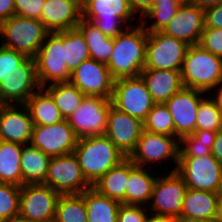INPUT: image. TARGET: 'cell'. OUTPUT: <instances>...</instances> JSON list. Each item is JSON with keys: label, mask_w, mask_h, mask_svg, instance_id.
Here are the masks:
<instances>
[{"label": "cell", "mask_w": 222, "mask_h": 222, "mask_svg": "<svg viewBox=\"0 0 222 222\" xmlns=\"http://www.w3.org/2000/svg\"><path fill=\"white\" fill-rule=\"evenodd\" d=\"M212 95H209V97L205 95V98L200 102L196 116V131L209 130L218 132L222 128V113L218 109L216 102L211 98Z\"/></svg>", "instance_id": "38"}, {"label": "cell", "mask_w": 222, "mask_h": 222, "mask_svg": "<svg viewBox=\"0 0 222 222\" xmlns=\"http://www.w3.org/2000/svg\"><path fill=\"white\" fill-rule=\"evenodd\" d=\"M143 130L142 121L111 104L105 135L127 158L134 152Z\"/></svg>", "instance_id": "19"}, {"label": "cell", "mask_w": 222, "mask_h": 222, "mask_svg": "<svg viewBox=\"0 0 222 222\" xmlns=\"http://www.w3.org/2000/svg\"><path fill=\"white\" fill-rule=\"evenodd\" d=\"M44 89L51 95L64 119H68L80 106L85 95L70 81L51 84Z\"/></svg>", "instance_id": "32"}, {"label": "cell", "mask_w": 222, "mask_h": 222, "mask_svg": "<svg viewBox=\"0 0 222 222\" xmlns=\"http://www.w3.org/2000/svg\"><path fill=\"white\" fill-rule=\"evenodd\" d=\"M60 194L44 184L21 186L19 217L31 222H54Z\"/></svg>", "instance_id": "13"}, {"label": "cell", "mask_w": 222, "mask_h": 222, "mask_svg": "<svg viewBox=\"0 0 222 222\" xmlns=\"http://www.w3.org/2000/svg\"><path fill=\"white\" fill-rule=\"evenodd\" d=\"M114 38L113 51L106 64L112 77L140 76L145 67L148 32L138 21Z\"/></svg>", "instance_id": "1"}, {"label": "cell", "mask_w": 222, "mask_h": 222, "mask_svg": "<svg viewBox=\"0 0 222 222\" xmlns=\"http://www.w3.org/2000/svg\"><path fill=\"white\" fill-rule=\"evenodd\" d=\"M51 157L32 144L22 145L20 165L23 185L44 184Z\"/></svg>", "instance_id": "25"}, {"label": "cell", "mask_w": 222, "mask_h": 222, "mask_svg": "<svg viewBox=\"0 0 222 222\" xmlns=\"http://www.w3.org/2000/svg\"><path fill=\"white\" fill-rule=\"evenodd\" d=\"M137 17H142L154 4L155 0H128Z\"/></svg>", "instance_id": "45"}, {"label": "cell", "mask_w": 222, "mask_h": 222, "mask_svg": "<svg viewBox=\"0 0 222 222\" xmlns=\"http://www.w3.org/2000/svg\"><path fill=\"white\" fill-rule=\"evenodd\" d=\"M148 222H178V217L150 214Z\"/></svg>", "instance_id": "48"}, {"label": "cell", "mask_w": 222, "mask_h": 222, "mask_svg": "<svg viewBox=\"0 0 222 222\" xmlns=\"http://www.w3.org/2000/svg\"><path fill=\"white\" fill-rule=\"evenodd\" d=\"M178 222H218V221L215 218L200 219V218H191L180 215L178 217Z\"/></svg>", "instance_id": "51"}, {"label": "cell", "mask_w": 222, "mask_h": 222, "mask_svg": "<svg viewBox=\"0 0 222 222\" xmlns=\"http://www.w3.org/2000/svg\"><path fill=\"white\" fill-rule=\"evenodd\" d=\"M63 47L65 48V60L71 72L90 58L88 45L77 27L63 31Z\"/></svg>", "instance_id": "34"}, {"label": "cell", "mask_w": 222, "mask_h": 222, "mask_svg": "<svg viewBox=\"0 0 222 222\" xmlns=\"http://www.w3.org/2000/svg\"><path fill=\"white\" fill-rule=\"evenodd\" d=\"M22 145L12 142H0V183L23 185L20 159Z\"/></svg>", "instance_id": "30"}, {"label": "cell", "mask_w": 222, "mask_h": 222, "mask_svg": "<svg viewBox=\"0 0 222 222\" xmlns=\"http://www.w3.org/2000/svg\"><path fill=\"white\" fill-rule=\"evenodd\" d=\"M48 33L41 20L13 15L0 23V45L34 59Z\"/></svg>", "instance_id": "5"}, {"label": "cell", "mask_w": 222, "mask_h": 222, "mask_svg": "<svg viewBox=\"0 0 222 222\" xmlns=\"http://www.w3.org/2000/svg\"><path fill=\"white\" fill-rule=\"evenodd\" d=\"M15 15L14 0H0V23Z\"/></svg>", "instance_id": "46"}, {"label": "cell", "mask_w": 222, "mask_h": 222, "mask_svg": "<svg viewBox=\"0 0 222 222\" xmlns=\"http://www.w3.org/2000/svg\"><path fill=\"white\" fill-rule=\"evenodd\" d=\"M44 185L60 195L82 194L92 187L83 176L74 153L51 157Z\"/></svg>", "instance_id": "14"}, {"label": "cell", "mask_w": 222, "mask_h": 222, "mask_svg": "<svg viewBox=\"0 0 222 222\" xmlns=\"http://www.w3.org/2000/svg\"><path fill=\"white\" fill-rule=\"evenodd\" d=\"M216 195L218 197H222V174L220 176V180H219V186H218V189L216 191Z\"/></svg>", "instance_id": "53"}, {"label": "cell", "mask_w": 222, "mask_h": 222, "mask_svg": "<svg viewBox=\"0 0 222 222\" xmlns=\"http://www.w3.org/2000/svg\"><path fill=\"white\" fill-rule=\"evenodd\" d=\"M5 222H31V221H26V220H23L20 217H18L16 219L8 220V221H5Z\"/></svg>", "instance_id": "54"}, {"label": "cell", "mask_w": 222, "mask_h": 222, "mask_svg": "<svg viewBox=\"0 0 222 222\" xmlns=\"http://www.w3.org/2000/svg\"><path fill=\"white\" fill-rule=\"evenodd\" d=\"M136 16L128 0H82V18L107 37L115 38L133 26L132 21L140 19Z\"/></svg>", "instance_id": "4"}, {"label": "cell", "mask_w": 222, "mask_h": 222, "mask_svg": "<svg viewBox=\"0 0 222 222\" xmlns=\"http://www.w3.org/2000/svg\"><path fill=\"white\" fill-rule=\"evenodd\" d=\"M181 1H183V2H189V1H191V0H181Z\"/></svg>", "instance_id": "55"}, {"label": "cell", "mask_w": 222, "mask_h": 222, "mask_svg": "<svg viewBox=\"0 0 222 222\" xmlns=\"http://www.w3.org/2000/svg\"><path fill=\"white\" fill-rule=\"evenodd\" d=\"M211 154L222 164V128L216 134Z\"/></svg>", "instance_id": "47"}, {"label": "cell", "mask_w": 222, "mask_h": 222, "mask_svg": "<svg viewBox=\"0 0 222 222\" xmlns=\"http://www.w3.org/2000/svg\"><path fill=\"white\" fill-rule=\"evenodd\" d=\"M73 153L91 186L127 158L106 135L78 139Z\"/></svg>", "instance_id": "2"}, {"label": "cell", "mask_w": 222, "mask_h": 222, "mask_svg": "<svg viewBox=\"0 0 222 222\" xmlns=\"http://www.w3.org/2000/svg\"><path fill=\"white\" fill-rule=\"evenodd\" d=\"M182 3L181 0H155L153 6L139 19L141 25L148 33L162 31ZM150 20L151 25H148Z\"/></svg>", "instance_id": "33"}, {"label": "cell", "mask_w": 222, "mask_h": 222, "mask_svg": "<svg viewBox=\"0 0 222 222\" xmlns=\"http://www.w3.org/2000/svg\"><path fill=\"white\" fill-rule=\"evenodd\" d=\"M206 94L200 90L183 87L165 102L174 121V137L180 139L196 131L197 110L203 95Z\"/></svg>", "instance_id": "18"}, {"label": "cell", "mask_w": 222, "mask_h": 222, "mask_svg": "<svg viewBox=\"0 0 222 222\" xmlns=\"http://www.w3.org/2000/svg\"><path fill=\"white\" fill-rule=\"evenodd\" d=\"M81 195L87 207V222H117L122 203L99 194L92 187Z\"/></svg>", "instance_id": "28"}, {"label": "cell", "mask_w": 222, "mask_h": 222, "mask_svg": "<svg viewBox=\"0 0 222 222\" xmlns=\"http://www.w3.org/2000/svg\"><path fill=\"white\" fill-rule=\"evenodd\" d=\"M77 28L88 45L90 58L107 64L114 46V38L107 37L91 21L81 18Z\"/></svg>", "instance_id": "31"}, {"label": "cell", "mask_w": 222, "mask_h": 222, "mask_svg": "<svg viewBox=\"0 0 222 222\" xmlns=\"http://www.w3.org/2000/svg\"><path fill=\"white\" fill-rule=\"evenodd\" d=\"M150 214L147 206L121 204L117 222H148Z\"/></svg>", "instance_id": "42"}, {"label": "cell", "mask_w": 222, "mask_h": 222, "mask_svg": "<svg viewBox=\"0 0 222 222\" xmlns=\"http://www.w3.org/2000/svg\"><path fill=\"white\" fill-rule=\"evenodd\" d=\"M176 172L189 189L216 193L222 164L212 155L179 157Z\"/></svg>", "instance_id": "12"}, {"label": "cell", "mask_w": 222, "mask_h": 222, "mask_svg": "<svg viewBox=\"0 0 222 222\" xmlns=\"http://www.w3.org/2000/svg\"><path fill=\"white\" fill-rule=\"evenodd\" d=\"M195 5L203 10L222 3V0H191Z\"/></svg>", "instance_id": "49"}, {"label": "cell", "mask_w": 222, "mask_h": 222, "mask_svg": "<svg viewBox=\"0 0 222 222\" xmlns=\"http://www.w3.org/2000/svg\"><path fill=\"white\" fill-rule=\"evenodd\" d=\"M185 88L205 93L215 89L222 82V57L213 55L200 45H190L181 69Z\"/></svg>", "instance_id": "3"}, {"label": "cell", "mask_w": 222, "mask_h": 222, "mask_svg": "<svg viewBox=\"0 0 222 222\" xmlns=\"http://www.w3.org/2000/svg\"><path fill=\"white\" fill-rule=\"evenodd\" d=\"M14 2L15 15L40 20L45 0H14Z\"/></svg>", "instance_id": "43"}, {"label": "cell", "mask_w": 222, "mask_h": 222, "mask_svg": "<svg viewBox=\"0 0 222 222\" xmlns=\"http://www.w3.org/2000/svg\"><path fill=\"white\" fill-rule=\"evenodd\" d=\"M217 132L195 131L179 139V157H195L211 154Z\"/></svg>", "instance_id": "35"}, {"label": "cell", "mask_w": 222, "mask_h": 222, "mask_svg": "<svg viewBox=\"0 0 222 222\" xmlns=\"http://www.w3.org/2000/svg\"><path fill=\"white\" fill-rule=\"evenodd\" d=\"M204 28L205 10L189 1L182 3L177 13L161 32L183 40L189 45H197Z\"/></svg>", "instance_id": "20"}, {"label": "cell", "mask_w": 222, "mask_h": 222, "mask_svg": "<svg viewBox=\"0 0 222 222\" xmlns=\"http://www.w3.org/2000/svg\"><path fill=\"white\" fill-rule=\"evenodd\" d=\"M143 124L146 131L174 137V121L165 103H155Z\"/></svg>", "instance_id": "37"}, {"label": "cell", "mask_w": 222, "mask_h": 222, "mask_svg": "<svg viewBox=\"0 0 222 222\" xmlns=\"http://www.w3.org/2000/svg\"><path fill=\"white\" fill-rule=\"evenodd\" d=\"M77 142L78 137L66 119L49 126L33 125L31 144L50 157L73 153Z\"/></svg>", "instance_id": "16"}, {"label": "cell", "mask_w": 222, "mask_h": 222, "mask_svg": "<svg viewBox=\"0 0 222 222\" xmlns=\"http://www.w3.org/2000/svg\"><path fill=\"white\" fill-rule=\"evenodd\" d=\"M129 159L138 166L146 167L147 165L169 161L174 163L173 170L176 171L179 161V139L173 136H167L158 133H152L143 130L134 152ZM164 161V162H163Z\"/></svg>", "instance_id": "9"}, {"label": "cell", "mask_w": 222, "mask_h": 222, "mask_svg": "<svg viewBox=\"0 0 222 222\" xmlns=\"http://www.w3.org/2000/svg\"><path fill=\"white\" fill-rule=\"evenodd\" d=\"M198 45L213 55L222 57V28L205 27Z\"/></svg>", "instance_id": "40"}, {"label": "cell", "mask_w": 222, "mask_h": 222, "mask_svg": "<svg viewBox=\"0 0 222 222\" xmlns=\"http://www.w3.org/2000/svg\"><path fill=\"white\" fill-rule=\"evenodd\" d=\"M24 104L33 125L49 126L64 120L53 98L44 88H40Z\"/></svg>", "instance_id": "27"}, {"label": "cell", "mask_w": 222, "mask_h": 222, "mask_svg": "<svg viewBox=\"0 0 222 222\" xmlns=\"http://www.w3.org/2000/svg\"><path fill=\"white\" fill-rule=\"evenodd\" d=\"M70 82L84 95L111 98L115 79L105 63L89 58L73 70Z\"/></svg>", "instance_id": "17"}, {"label": "cell", "mask_w": 222, "mask_h": 222, "mask_svg": "<svg viewBox=\"0 0 222 222\" xmlns=\"http://www.w3.org/2000/svg\"><path fill=\"white\" fill-rule=\"evenodd\" d=\"M157 172L151 166L141 167L129 159V178L125 192V205L147 206L149 204L153 186L157 179L156 176L159 174Z\"/></svg>", "instance_id": "23"}, {"label": "cell", "mask_w": 222, "mask_h": 222, "mask_svg": "<svg viewBox=\"0 0 222 222\" xmlns=\"http://www.w3.org/2000/svg\"><path fill=\"white\" fill-rule=\"evenodd\" d=\"M215 88H217V90L215 89L216 93L214 94L215 96L212 97V99L216 102L218 109L222 113V82L219 83Z\"/></svg>", "instance_id": "50"}, {"label": "cell", "mask_w": 222, "mask_h": 222, "mask_svg": "<svg viewBox=\"0 0 222 222\" xmlns=\"http://www.w3.org/2000/svg\"><path fill=\"white\" fill-rule=\"evenodd\" d=\"M27 57L0 45V83L8 73L16 69Z\"/></svg>", "instance_id": "41"}, {"label": "cell", "mask_w": 222, "mask_h": 222, "mask_svg": "<svg viewBox=\"0 0 222 222\" xmlns=\"http://www.w3.org/2000/svg\"><path fill=\"white\" fill-rule=\"evenodd\" d=\"M40 88L35 60L27 57L0 83V104H24Z\"/></svg>", "instance_id": "15"}, {"label": "cell", "mask_w": 222, "mask_h": 222, "mask_svg": "<svg viewBox=\"0 0 222 222\" xmlns=\"http://www.w3.org/2000/svg\"><path fill=\"white\" fill-rule=\"evenodd\" d=\"M215 219L222 222V197L217 198Z\"/></svg>", "instance_id": "52"}, {"label": "cell", "mask_w": 222, "mask_h": 222, "mask_svg": "<svg viewBox=\"0 0 222 222\" xmlns=\"http://www.w3.org/2000/svg\"><path fill=\"white\" fill-rule=\"evenodd\" d=\"M54 222H87V207L81 194L60 195Z\"/></svg>", "instance_id": "36"}, {"label": "cell", "mask_w": 222, "mask_h": 222, "mask_svg": "<svg viewBox=\"0 0 222 222\" xmlns=\"http://www.w3.org/2000/svg\"><path fill=\"white\" fill-rule=\"evenodd\" d=\"M33 122L25 104L0 105V139L21 145L31 144Z\"/></svg>", "instance_id": "21"}, {"label": "cell", "mask_w": 222, "mask_h": 222, "mask_svg": "<svg viewBox=\"0 0 222 222\" xmlns=\"http://www.w3.org/2000/svg\"><path fill=\"white\" fill-rule=\"evenodd\" d=\"M111 98L85 95L80 106L67 119L78 139L105 135Z\"/></svg>", "instance_id": "10"}, {"label": "cell", "mask_w": 222, "mask_h": 222, "mask_svg": "<svg viewBox=\"0 0 222 222\" xmlns=\"http://www.w3.org/2000/svg\"><path fill=\"white\" fill-rule=\"evenodd\" d=\"M217 198L214 192L188 188L180 215L200 219L215 218Z\"/></svg>", "instance_id": "29"}, {"label": "cell", "mask_w": 222, "mask_h": 222, "mask_svg": "<svg viewBox=\"0 0 222 222\" xmlns=\"http://www.w3.org/2000/svg\"><path fill=\"white\" fill-rule=\"evenodd\" d=\"M190 45L161 31L148 33L144 69L181 71Z\"/></svg>", "instance_id": "7"}, {"label": "cell", "mask_w": 222, "mask_h": 222, "mask_svg": "<svg viewBox=\"0 0 222 222\" xmlns=\"http://www.w3.org/2000/svg\"><path fill=\"white\" fill-rule=\"evenodd\" d=\"M34 60L41 88L70 81L72 72L65 60L63 32H49Z\"/></svg>", "instance_id": "6"}, {"label": "cell", "mask_w": 222, "mask_h": 222, "mask_svg": "<svg viewBox=\"0 0 222 222\" xmlns=\"http://www.w3.org/2000/svg\"><path fill=\"white\" fill-rule=\"evenodd\" d=\"M20 192L17 185L0 183V222L19 217Z\"/></svg>", "instance_id": "39"}, {"label": "cell", "mask_w": 222, "mask_h": 222, "mask_svg": "<svg viewBox=\"0 0 222 222\" xmlns=\"http://www.w3.org/2000/svg\"><path fill=\"white\" fill-rule=\"evenodd\" d=\"M205 27L222 28V3L205 10Z\"/></svg>", "instance_id": "44"}, {"label": "cell", "mask_w": 222, "mask_h": 222, "mask_svg": "<svg viewBox=\"0 0 222 222\" xmlns=\"http://www.w3.org/2000/svg\"><path fill=\"white\" fill-rule=\"evenodd\" d=\"M188 187L176 171H169L155 180L152 196L147 205L149 212L156 215L179 217Z\"/></svg>", "instance_id": "11"}, {"label": "cell", "mask_w": 222, "mask_h": 222, "mask_svg": "<svg viewBox=\"0 0 222 222\" xmlns=\"http://www.w3.org/2000/svg\"><path fill=\"white\" fill-rule=\"evenodd\" d=\"M111 101L115 108L142 122L155 104L141 76L116 79Z\"/></svg>", "instance_id": "8"}, {"label": "cell", "mask_w": 222, "mask_h": 222, "mask_svg": "<svg viewBox=\"0 0 222 222\" xmlns=\"http://www.w3.org/2000/svg\"><path fill=\"white\" fill-rule=\"evenodd\" d=\"M140 76L145 81L155 103L167 102L184 87L181 71L143 69Z\"/></svg>", "instance_id": "24"}, {"label": "cell", "mask_w": 222, "mask_h": 222, "mask_svg": "<svg viewBox=\"0 0 222 222\" xmlns=\"http://www.w3.org/2000/svg\"><path fill=\"white\" fill-rule=\"evenodd\" d=\"M82 18V0H45L40 20L49 32L76 28Z\"/></svg>", "instance_id": "22"}, {"label": "cell", "mask_w": 222, "mask_h": 222, "mask_svg": "<svg viewBox=\"0 0 222 222\" xmlns=\"http://www.w3.org/2000/svg\"><path fill=\"white\" fill-rule=\"evenodd\" d=\"M128 178L129 158H126L96 181L92 185V188H94L99 194L117 200L125 205V192Z\"/></svg>", "instance_id": "26"}]
</instances>
